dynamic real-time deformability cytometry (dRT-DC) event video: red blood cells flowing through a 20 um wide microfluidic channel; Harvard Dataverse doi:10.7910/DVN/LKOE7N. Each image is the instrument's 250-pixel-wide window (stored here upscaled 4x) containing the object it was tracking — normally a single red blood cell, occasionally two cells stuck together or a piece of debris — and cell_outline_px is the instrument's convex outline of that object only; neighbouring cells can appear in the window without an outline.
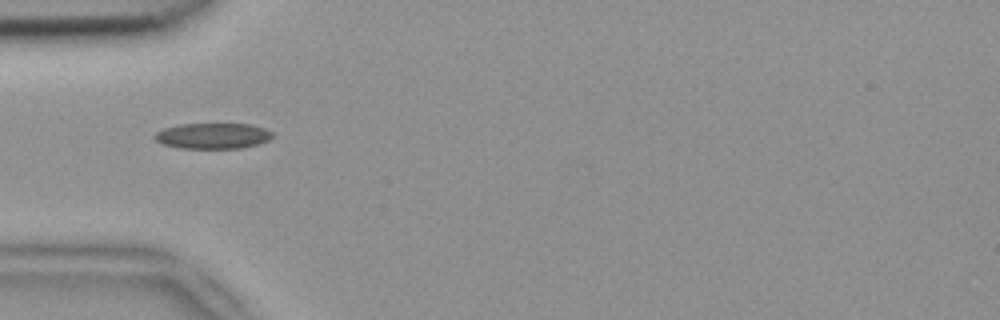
{"species": "common noctule bat (a hibernating species)", "species_latin": "Nyctalus noctula", "temperature_condition": "room temperature", "stored_images_in_passage": 6, "camera_frame_rate_fps": 3000, "um_per_image_px": 0.085, "animal": {"sex": "female", "body_mass_g": 18.4}, "frame": {"image": 1, "passage_image": 5, "time_ms": 1.333, "image_size_px": [1000, 320], "cell_outline_px": [[272, 136], [268, 140], [256, 144], [240, 148], [180, 148], [164, 144], [156, 140], [152, 136], [156, 132], [164, 128], [180, 124], [252, 124], [264, 128], [272, 132]], "centroid_in_image_um": [18.07, 11.54], "position_along_channel_um": 66.9, "area_um2": 17.51}}